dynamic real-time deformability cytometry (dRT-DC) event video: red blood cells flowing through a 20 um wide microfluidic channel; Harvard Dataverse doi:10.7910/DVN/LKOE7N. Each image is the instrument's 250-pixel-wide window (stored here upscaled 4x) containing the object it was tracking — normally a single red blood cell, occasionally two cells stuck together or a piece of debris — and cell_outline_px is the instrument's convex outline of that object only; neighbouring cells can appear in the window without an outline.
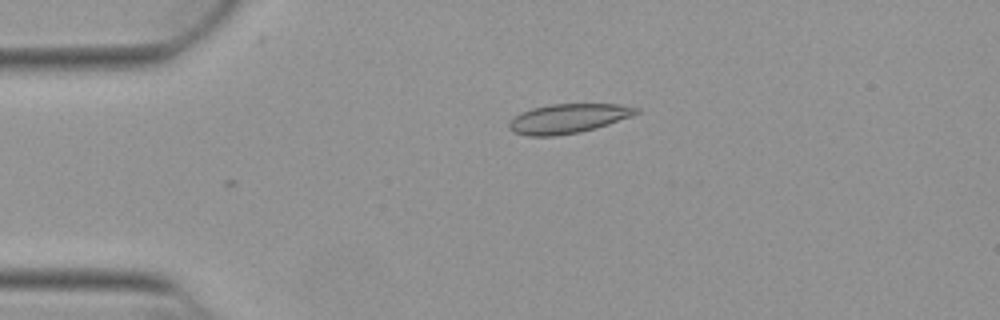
{"species": "Egyptian fruit bat (a non-hibernating species)", "species_latin": "Rousettus aegyptiacus", "temperature_condition": "warm", "stored_images_in_passage": 3, "camera_frame_rate_fps": 3000, "um_per_image_px": 0.085, "animal": {"sex": "female"}, "frame": {"image": 1, "passage_image": 3, "time_ms": 0.667, "image_size_px": [1000, 320], "cell_outline_px": [[640, 112], [632, 116], [596, 128], [580, 132], [556, 136], [528, 136], [512, 132], [508, 128], [508, 124], [520, 112], [532, 108], [552, 104], [620, 104], [640, 108]], "centroid_in_image_um": [48.3, 10.08], "position_along_channel_um": 36.7, "area_um2": 21.85}}